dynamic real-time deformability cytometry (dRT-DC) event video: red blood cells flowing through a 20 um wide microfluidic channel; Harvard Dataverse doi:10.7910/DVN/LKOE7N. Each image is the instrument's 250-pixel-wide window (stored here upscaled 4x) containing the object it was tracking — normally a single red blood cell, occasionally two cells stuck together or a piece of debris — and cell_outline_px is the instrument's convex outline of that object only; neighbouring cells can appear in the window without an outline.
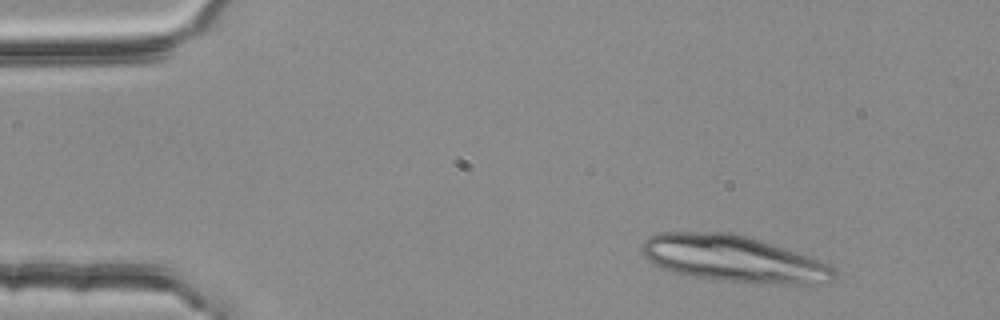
{"species": "common noctule bat (a hibernating species)", "species_latin": "Nyctalus noctula", "temperature_condition": "room temperature", "stored_images_in_passage": 4, "camera_frame_rate_fps": 3000, "um_per_image_px": 0.085, "animal": {"sex": "female", "body_mass_g": 25.1}, "frame": {"image": 1, "passage_image": 1, "time_ms": 0.0, "image_size_px": [1000, 320], "cell_outline_px": [[836, 276], [828, 284], [804, 288], [756, 284], [696, 276], [672, 272], [652, 264], [640, 252], [640, 244], [648, 236], [656, 232], [732, 232], [748, 236], [832, 264], [836, 268]], "centroid_in_image_um": [62.46, 22.04], "position_along_channel_um": 22.5, "area_um2": 53.7}}